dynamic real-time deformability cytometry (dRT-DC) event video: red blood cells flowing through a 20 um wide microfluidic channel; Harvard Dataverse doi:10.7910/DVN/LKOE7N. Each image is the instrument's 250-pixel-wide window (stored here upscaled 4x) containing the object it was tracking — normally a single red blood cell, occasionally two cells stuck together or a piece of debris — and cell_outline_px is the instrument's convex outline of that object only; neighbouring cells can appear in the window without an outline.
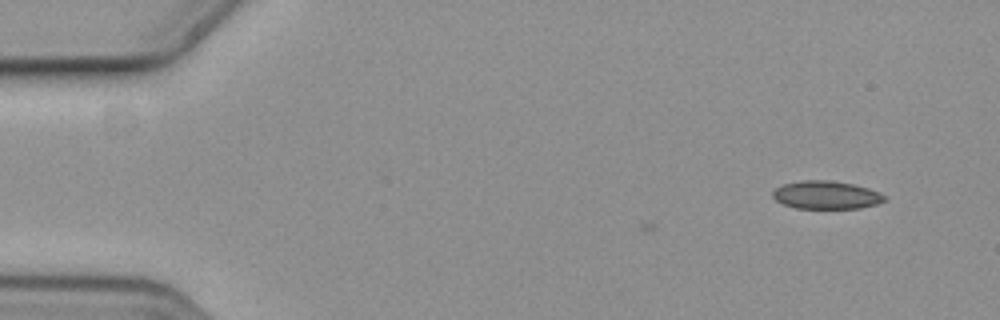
{"species": "common noctule bat (a hibernating species)", "species_latin": "Nyctalus noctula", "temperature_condition": "cold", "stored_images_in_passage": 8, "camera_frame_rate_fps": 3000, "um_per_image_px": 0.085, "animal": {"sex": "female", "body_mass_g": 19.3, "forearm_length_mm": 54.1}, "frame": {"image": 1, "passage_image": 8, "time_ms": 2.333, "image_size_px": [1000, 320], "cell_outline_px": [[884, 200], [876, 204], [860, 208], [796, 208], [784, 204], [776, 200], [772, 196], [772, 192], [776, 188], [784, 184], [804, 180], [828, 180], [852, 184], [868, 188], [884, 196]], "centroid_in_image_um": [70.18, 16.57], "position_along_channel_um": 14.8, "area_um2": 17.92}}